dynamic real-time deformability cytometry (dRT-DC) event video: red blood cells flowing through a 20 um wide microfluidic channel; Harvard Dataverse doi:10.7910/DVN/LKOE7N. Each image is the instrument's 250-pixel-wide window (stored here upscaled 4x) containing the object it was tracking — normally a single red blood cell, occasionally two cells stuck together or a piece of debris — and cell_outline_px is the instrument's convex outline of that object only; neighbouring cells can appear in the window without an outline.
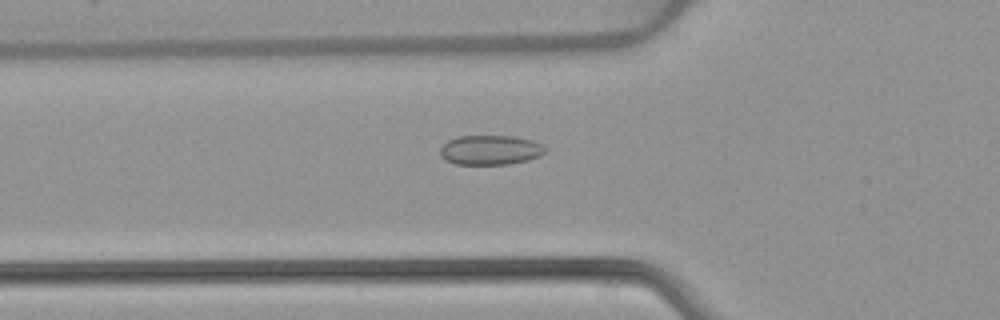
{"species": "common noctule bat (a hibernating species)", "species_latin": "Nyctalus noctula", "temperature_condition": "warm", "stored_images_in_passage": 53, "camera_frame_rate_fps": 3000, "um_per_image_px": 0.085, "animal": {"sex": "female", "body_mass_g": 22.7, "forearm_length_mm": 54.2}, "frame": {"image": 1, "passage_image": 19, "time_ms": 6.0, "image_size_px": [1000, 320], "cell_outline_px": [[548, 148], [540, 156], [528, 160], [508, 164], [456, 164], [444, 160], [440, 156], [440, 148], [448, 140], [460, 136], [512, 136], [532, 140]], "centroid_in_image_um": [41.67, 12.75], "position_along_channel_um": 84.1, "area_um2": 18.15}}
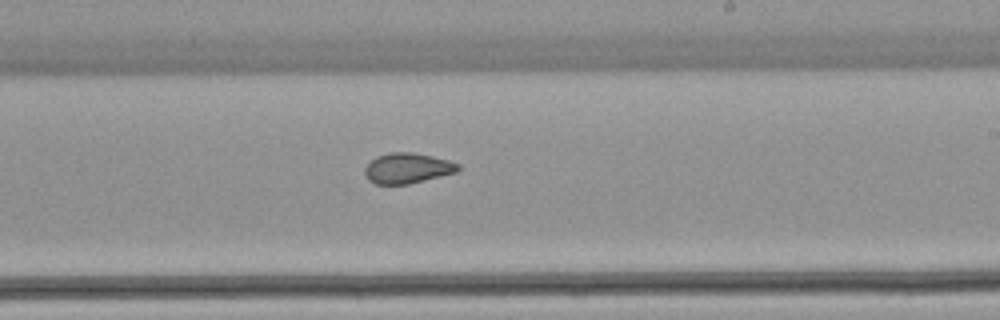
{"frame": {"image": 2, "passage_image": 32, "time_ms": 10.333, "image_size_px": [1000, 320], "cell_outline_px": [[460, 168], [456, 172], [408, 184], [376, 184], [368, 180], [364, 172], [364, 168], [376, 156], [388, 152], [412, 152], [432, 156], [448, 160], [460, 164]], "centroid_in_image_um": [34.61, 14.29], "position_along_channel_um": 254.4, "area_um2": 16.47}}
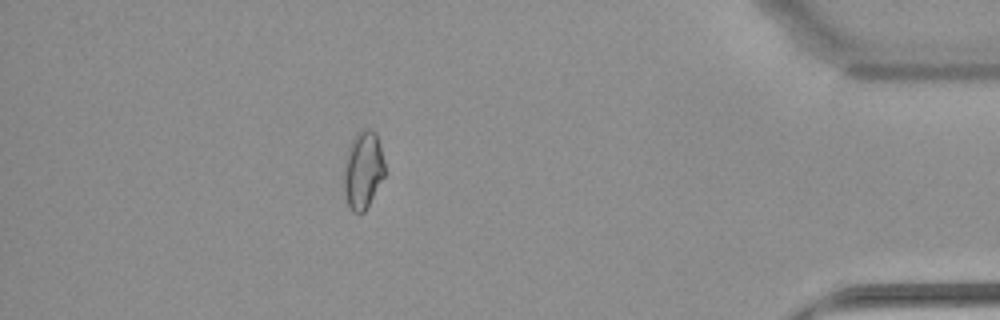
{"frame": {"image": 3, "passage_image": 47, "time_ms": 15.333, "image_size_px": [1000, 320], "cell_outline_px": [[384, 176], [364, 212], [352, 212], [348, 204], [344, 192], [344, 160], [348, 148], [356, 132], [364, 128], [368, 128], [376, 132], [384, 160]], "centroid_in_image_um": [30.84, 14.41], "position_along_channel_um": 404.4, "area_um2": 18.44}, "authors_computed_cell_mechanics": {"area_um2": 18.207, "velocity_mm_per_s": 3.9222, "shape_relaxation_time_tau1_ms": null, "shape_relaxation_time_tau2_ms": 1.3656, "deformation_change_tau1": null, "deformation_change_tau2": 0.0532}}